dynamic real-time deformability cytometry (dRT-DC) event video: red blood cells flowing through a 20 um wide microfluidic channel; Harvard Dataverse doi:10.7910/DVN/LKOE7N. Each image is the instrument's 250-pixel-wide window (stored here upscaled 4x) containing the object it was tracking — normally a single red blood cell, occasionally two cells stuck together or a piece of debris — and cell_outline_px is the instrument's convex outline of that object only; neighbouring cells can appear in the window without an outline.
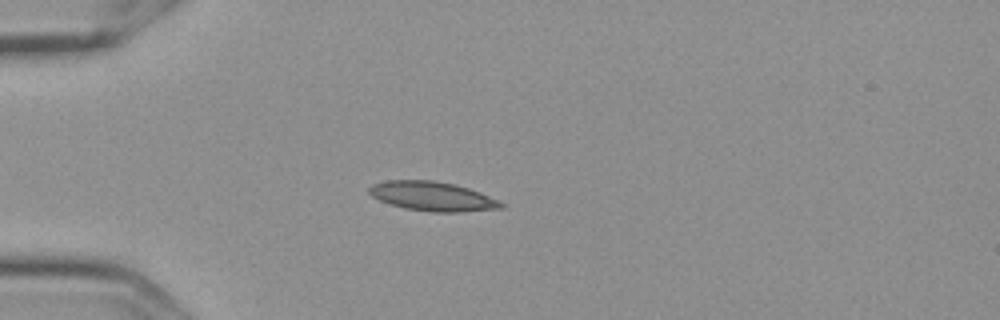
{"species": "Egyptian fruit bat (a non-hibernating species)", "species_latin": "Rousettus aegyptiacus", "temperature_condition": "cold", "stored_images_in_passage": 14, "camera_frame_rate_fps": 3000, "um_per_image_px": 0.085, "frame": {"image": 1, "passage_image": 3, "time_ms": 0.667, "image_size_px": [1000, 320], "cell_outline_px": [[504, 208], [460, 212], [432, 212], [404, 208], [380, 200], [372, 196], [368, 192], [368, 188], [372, 184], [388, 180], [432, 180], [456, 184], [480, 192], [500, 200], [504, 204]], "centroid_in_image_um": [36.79, 16.68], "position_along_channel_um": 48.2, "area_um2": 22.6}}
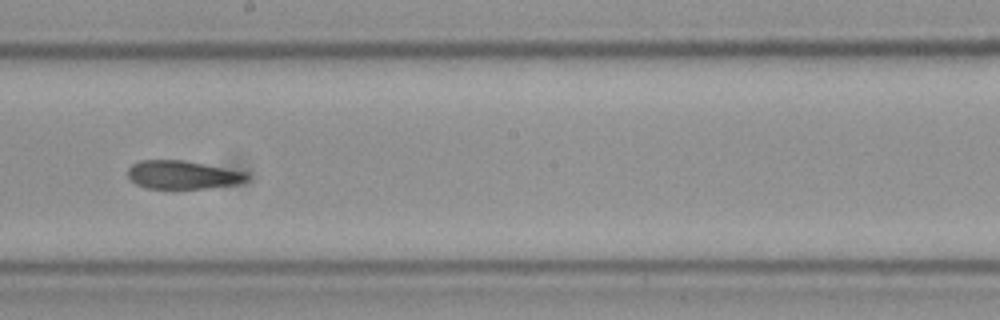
{"frame": {"image": 2, "passage_image": 8, "time_ms": 2.333, "image_size_px": [1000, 320], "cell_outline_px": [[248, 180], [236, 184], [208, 188], [148, 188], [136, 184], [128, 176], [128, 168], [132, 164], [140, 160], [184, 160], [244, 172], [248, 176]], "centroid_in_image_um": [15.5, 14.85], "position_along_channel_um": 232.7, "area_um2": 19.42}}
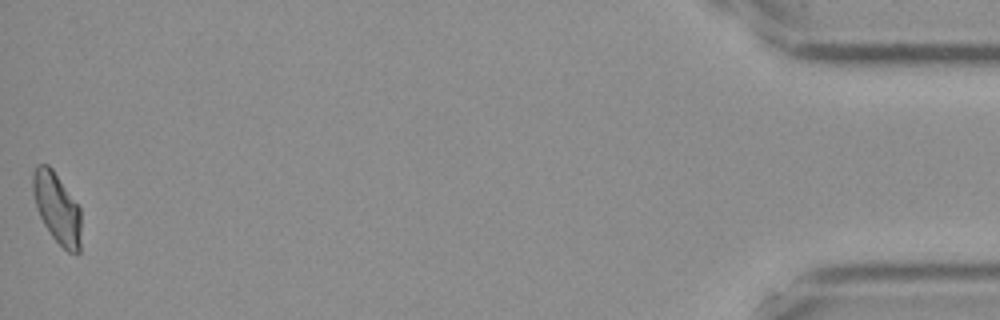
{"frame": {"image": 3, "passage_image": 14, "time_ms": 4.333, "image_size_px": [1000, 320], "cell_outline_px": [[80, 252], [76, 256], [68, 252], [52, 236], [44, 224], [40, 216], [32, 192], [32, 172], [36, 164], [48, 164], [52, 168], [80, 208]], "centroid_in_image_um": [4.84, 17.68], "position_along_channel_um": 430.4, "area_um2": 19.77}}